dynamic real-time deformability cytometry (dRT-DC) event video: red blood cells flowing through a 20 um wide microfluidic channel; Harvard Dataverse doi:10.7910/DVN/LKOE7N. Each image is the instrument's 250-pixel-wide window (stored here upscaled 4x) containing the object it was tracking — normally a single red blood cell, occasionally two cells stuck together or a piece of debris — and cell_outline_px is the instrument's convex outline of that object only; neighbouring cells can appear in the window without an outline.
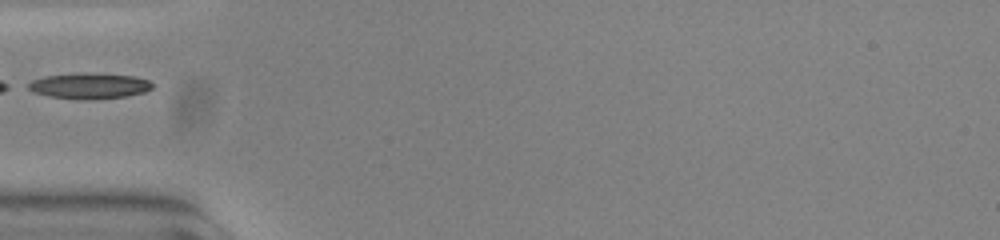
{"species": "common noctule bat (a hibernating species)", "species_latin": "Nyctalus noctula", "temperature_condition": "warm", "stored_images_in_passage": 35, "camera_frame_rate_fps": 3000, "um_per_image_px": 0.085, "animal": {"sex": "female", "body_mass_g": 23.0, "forearm_length_mm": 53.4}, "frame": {"image": 1, "passage_image": 1, "time_ms": 0.0, "image_size_px": [1000, 240], "cell_outline_px": [[152, 88], [144, 92], [124, 96], [96, 100], [76, 100], [48, 96], [32, 92], [24, 88], [24, 84], [32, 80], [44, 76], [132, 76], [148, 80], [152, 84]], "centroid_in_image_um": [7.49, 7.38], "position_along_channel_um": 77.5, "area_um2": 17.74}}